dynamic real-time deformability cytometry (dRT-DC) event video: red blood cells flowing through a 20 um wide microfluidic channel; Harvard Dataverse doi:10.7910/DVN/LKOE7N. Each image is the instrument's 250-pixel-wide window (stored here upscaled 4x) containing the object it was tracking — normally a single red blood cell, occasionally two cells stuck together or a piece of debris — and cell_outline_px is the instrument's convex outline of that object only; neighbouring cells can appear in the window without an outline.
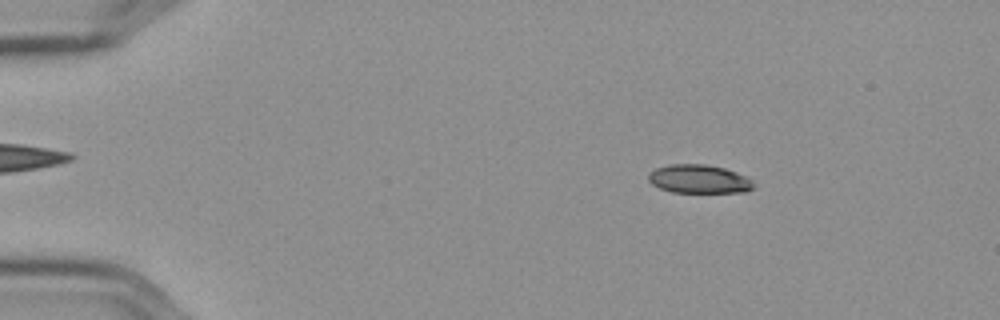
{"species": "Egyptian fruit bat (a non-hibernating species)", "species_latin": "Rousettus aegyptiacus", "temperature_condition": "cold", "stored_images_in_passage": 52, "camera_frame_rate_fps": 3000, "um_per_image_px": 0.085, "frame": {"image": 1, "passage_image": 4, "time_ms": 1.0, "image_size_px": [1000, 320], "cell_outline_px": [[752, 188], [744, 192], [672, 192], [660, 188], [652, 184], [648, 180], [648, 172], [656, 168], [672, 164], [704, 164], [724, 168], [736, 172], [752, 180]], "centroid_in_image_um": [59.37, 15.21], "position_along_channel_um": 25.6, "area_um2": 17.34}}
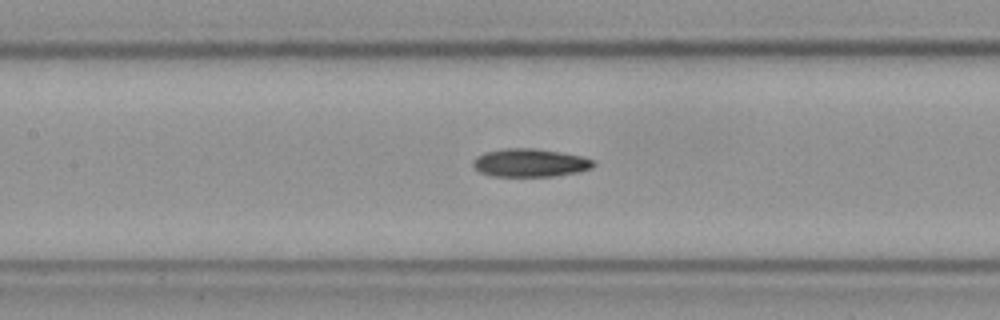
{"frame": {"image": 2, "passage_image": 22, "time_ms": 7.0, "image_size_px": [1000, 320], "cell_outline_px": [[596, 164], [592, 168], [576, 172], [552, 176], [492, 176], [480, 172], [472, 164], [476, 156], [484, 152], [504, 148], [536, 148], [560, 152], [580, 156], [596, 160]], "centroid_in_image_um": [45.06, 13.83], "position_along_channel_um": 162.3, "area_um2": 19.77}}
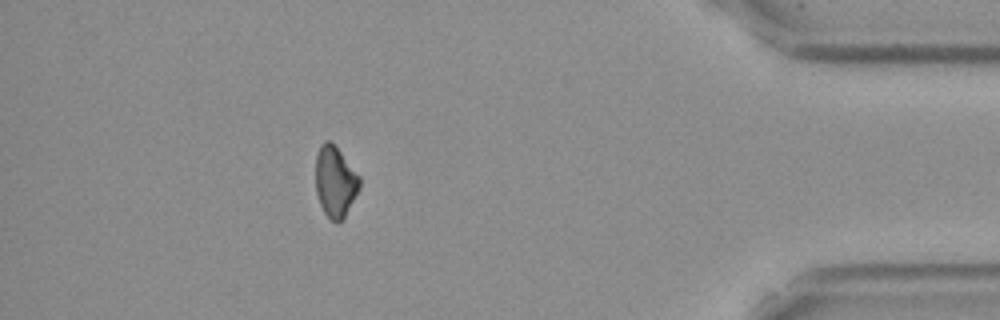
{"frame": {"image": 3, "passage_image": 46, "time_ms": 15.0, "image_size_px": [1000, 320], "cell_outline_px": [[360, 188], [344, 220], [332, 220], [324, 212], [320, 204], [316, 192], [316, 156], [320, 144], [324, 140], [328, 140], [340, 152], [360, 176]], "centroid_in_image_um": [28.5, 15.45], "position_along_channel_um": 406.7, "area_um2": 18.03}}